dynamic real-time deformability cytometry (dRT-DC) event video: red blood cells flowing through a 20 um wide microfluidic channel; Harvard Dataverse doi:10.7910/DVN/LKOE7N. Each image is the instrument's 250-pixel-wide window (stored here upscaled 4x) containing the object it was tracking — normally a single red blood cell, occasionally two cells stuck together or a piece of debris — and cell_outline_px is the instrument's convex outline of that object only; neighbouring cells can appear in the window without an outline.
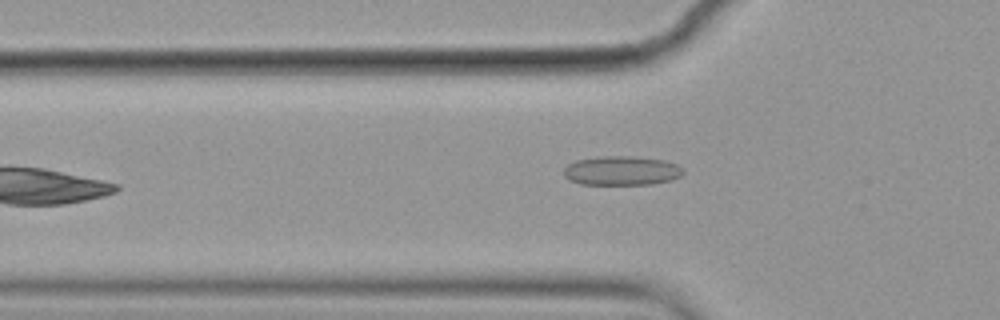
{"species": "common noctule bat (a hibernating species)", "species_latin": "Nyctalus noctula", "temperature_condition": "cold", "stored_images_in_passage": 38, "camera_frame_rate_fps": 3000, "um_per_image_px": 0.085, "animal": {"sex": "female", "body_mass_g": 19.9}, "frame": {"image": 1, "passage_image": 3, "time_ms": 0.667, "image_size_px": [1000, 320], "cell_outline_px": [[684, 172], [680, 176], [672, 180], [652, 184], [580, 184], [568, 180], [564, 176], [564, 168], [568, 164], [576, 160], [600, 156], [628, 156], [664, 160], [676, 164], [684, 168]], "centroid_in_image_um": [52.83, 14.51], "position_along_channel_um": 73.0, "area_um2": 20.4}}
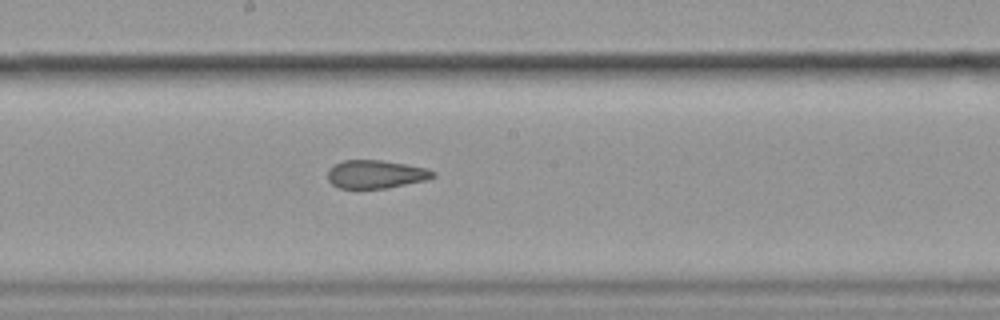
{"frame": {"image": 2, "passage_image": 15, "time_ms": 4.667, "image_size_px": [1000, 320], "cell_outline_px": [[436, 176], [424, 180], [384, 188], [340, 188], [332, 184], [328, 180], [328, 168], [344, 160], [380, 160], [428, 168], [436, 172]], "centroid_in_image_um": [31.93, 14.8], "position_along_channel_um": 216.3, "area_um2": 17.11}}
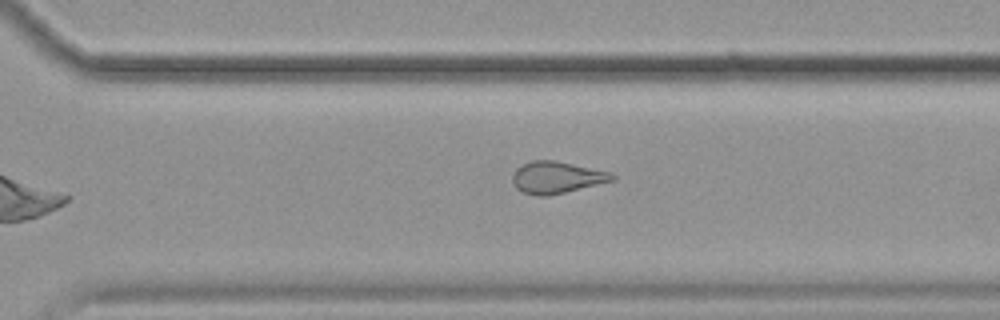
{"frame": {"image": 3, "passage_image": 24, "time_ms": 7.667, "image_size_px": [1000, 320], "cell_outline_px": [[616, 180], [548, 196], [536, 196], [524, 192], [516, 188], [512, 180], [512, 176], [516, 168], [520, 164], [532, 160], [556, 160], [612, 172], [616, 176]], "centroid_in_image_um": [47.33, 15.07], "position_along_channel_um": 323.3, "area_um2": 18.73}, "authors_computed_cell_mechanics": {"area_um2": 18.4671, "velocity_mm_per_s": 3.5711, "shape_relaxation_time_tau1_ms": null, "shape_relaxation_time_tau2_ms": 1.4024, "deformation_change_tau1": null, "deformation_change_tau2": 0.0896}}